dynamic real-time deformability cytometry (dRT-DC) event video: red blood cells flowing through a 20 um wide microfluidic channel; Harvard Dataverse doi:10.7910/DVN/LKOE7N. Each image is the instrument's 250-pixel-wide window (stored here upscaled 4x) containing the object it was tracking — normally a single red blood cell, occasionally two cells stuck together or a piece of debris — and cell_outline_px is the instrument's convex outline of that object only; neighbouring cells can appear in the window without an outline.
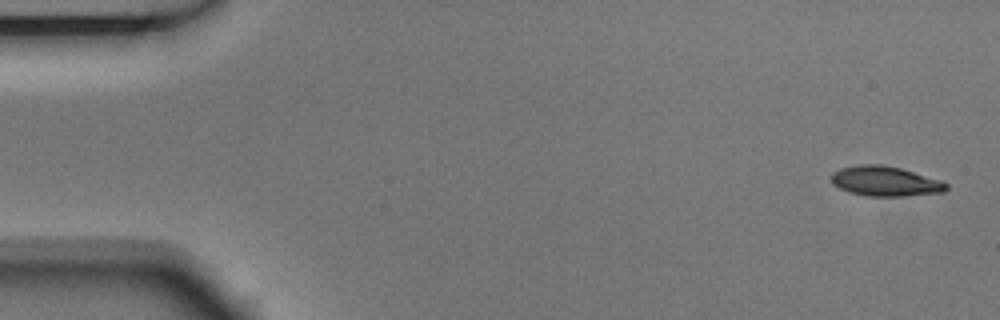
{"species": "Egyptian fruit bat (a non-hibernating species)", "species_latin": "Rousettus aegyptiacus", "temperature_condition": "room temperature", "stored_images_in_passage": 4, "camera_frame_rate_fps": 3000, "um_per_image_px": 0.085, "animal": {"sex": "male"}, "frame": {"image": 1, "passage_image": 1, "time_ms": 0.0, "image_size_px": [1000, 320], "cell_outline_px": [[948, 188], [944, 192], [904, 196], [868, 196], [848, 192], [832, 184], [832, 172], [840, 168], [860, 164], [880, 164], [900, 168], [940, 180], [948, 184]], "centroid_in_image_um": [75.23, 15.4], "position_along_channel_um": 9.8, "area_um2": 20.0}}
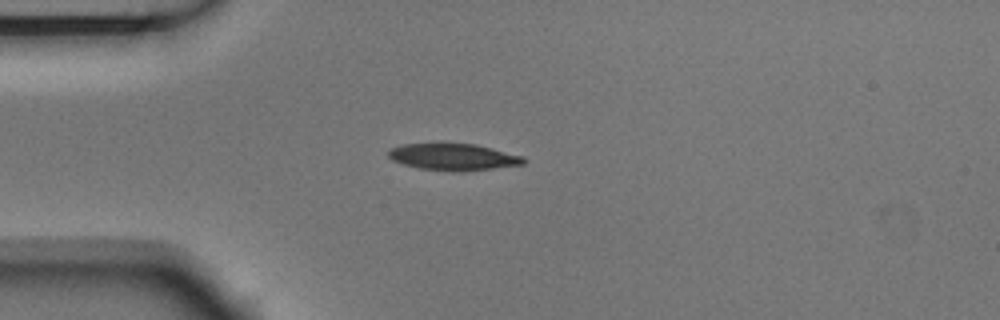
{"frame": {"image": 2, "passage_image": 4, "time_ms": 1.0, "image_size_px": [1000, 320], "cell_outline_px": [[528, 160], [524, 164], [460, 172], [452, 172], [420, 168], [404, 164], [392, 160], [388, 156], [388, 152], [392, 148], [404, 144], [476, 144], [524, 156]], "centroid_in_image_um": [38.58, 13.35], "position_along_channel_um": 46.4, "area_um2": 20.92}}